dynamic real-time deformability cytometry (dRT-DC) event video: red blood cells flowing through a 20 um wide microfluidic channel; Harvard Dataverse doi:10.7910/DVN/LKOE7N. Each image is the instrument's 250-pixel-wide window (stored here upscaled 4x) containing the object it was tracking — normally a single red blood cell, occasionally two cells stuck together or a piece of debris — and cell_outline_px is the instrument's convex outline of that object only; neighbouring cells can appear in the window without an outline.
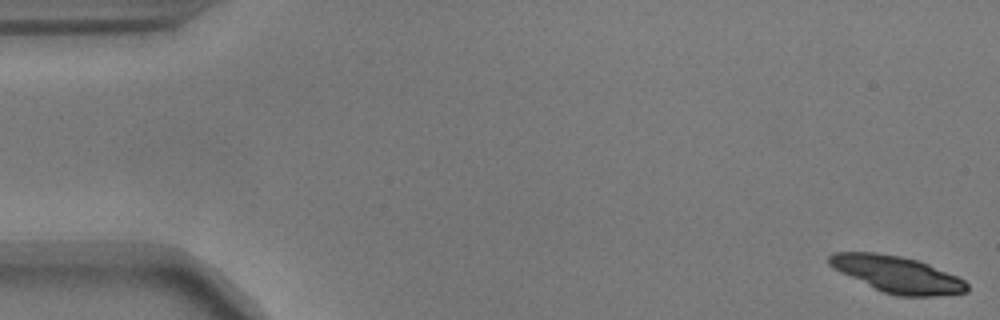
{"species": "common noctule bat (a hibernating species)", "species_latin": "Nyctalus noctula", "temperature_condition": "warm", "stored_images_in_passage": 18, "camera_frame_rate_fps": 3000, "um_per_image_px": 0.085, "animal": {"sex": "male", "body_mass_g": 17.9}, "frame": {"image": 1, "passage_image": 1, "time_ms": 0.0, "image_size_px": [1000, 320], "cell_outline_px": [[968, 292], [932, 296], [896, 296], [884, 292], [840, 272], [832, 268], [828, 264], [828, 256], [836, 252], [876, 252], [900, 256], [916, 260], [928, 264], [956, 276], [964, 280], [968, 284]], "centroid_in_image_um": [76.24, 23.31], "position_along_channel_um": 8.8, "area_um2": 28.96}}